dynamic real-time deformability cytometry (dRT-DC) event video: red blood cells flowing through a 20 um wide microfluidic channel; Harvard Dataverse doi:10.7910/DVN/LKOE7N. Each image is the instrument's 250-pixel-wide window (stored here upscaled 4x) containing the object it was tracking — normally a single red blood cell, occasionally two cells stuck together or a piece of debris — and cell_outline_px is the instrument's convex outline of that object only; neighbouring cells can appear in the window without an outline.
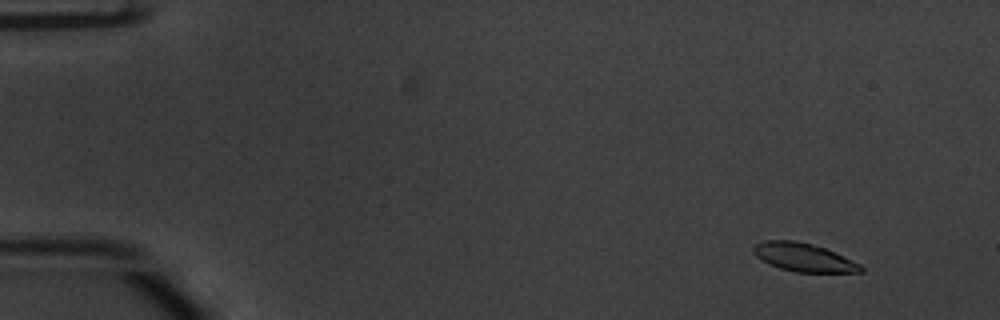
{"species": "common noctule bat (a hibernating species)", "species_latin": "Nyctalus noctula", "temperature_condition": "warm", "stored_images_in_passage": 55, "camera_frame_rate_fps": 3000, "um_per_image_px": 0.085, "animal": {"sex": "male", "body_mass_g": 20.1, "forearm_length_mm": 53.5}, "frame": {"image": 1, "passage_image": 6, "time_ms": 1.667, "image_size_px": [1000, 320], "cell_outline_px": [[864, 272], [796, 272], [780, 268], [768, 264], [756, 256], [752, 252], [752, 248], [756, 244], [764, 240], [792, 240], [812, 244], [824, 248], [860, 264], [864, 268]], "centroid_in_image_um": [68.27, 21.87], "position_along_channel_um": 16.7, "area_um2": 17.57}}
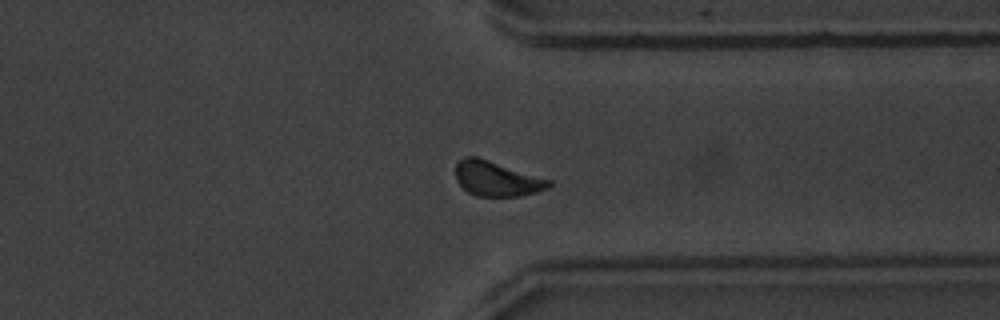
{"frame": {"image": 2, "passage_image": 43, "time_ms": 14.0, "image_size_px": [1000, 320], "cell_outline_px": [[552, 184], [548, 188], [536, 192], [520, 196], [476, 196], [468, 192], [456, 180], [456, 160], [464, 156], [476, 156], [552, 180]], "centroid_in_image_um": [42.2, 15.18], "position_along_channel_um": 369.2, "area_um2": 19.02}}
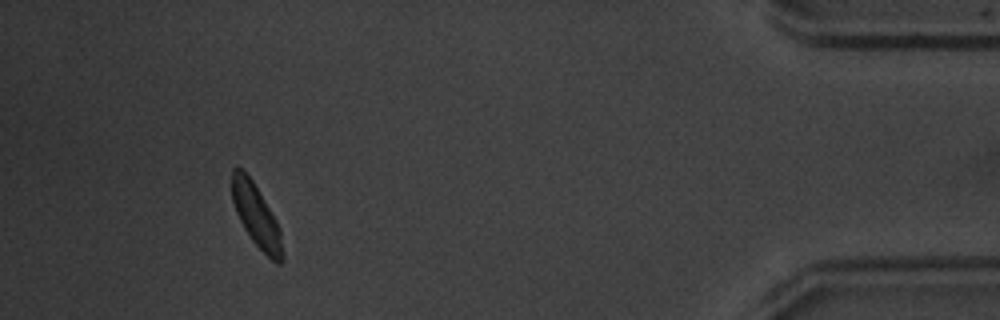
{"frame": {"image": 3, "passage_image": 51, "time_ms": 16.667, "image_size_px": [1000, 320], "cell_outline_px": [[284, 260], [280, 264], [276, 264], [252, 240], [244, 228], [236, 212], [232, 200], [232, 168], [236, 164], [252, 180], [276, 220], [280, 228], [284, 256]], "centroid_in_image_um": [21.79, 18.35], "position_along_channel_um": 413.4, "area_um2": 18.26}, "authors_computed_cell_mechanics": {"area_um2": 18.4382, "velocity_mm_per_s": 3.8009, "shape_relaxation_time_tau1_ms": 2.7211, "shape_relaxation_time_tau2_ms": 2.072, "deformation_change_tau1": 0.1414, "deformation_change_tau2": 0.0731}}